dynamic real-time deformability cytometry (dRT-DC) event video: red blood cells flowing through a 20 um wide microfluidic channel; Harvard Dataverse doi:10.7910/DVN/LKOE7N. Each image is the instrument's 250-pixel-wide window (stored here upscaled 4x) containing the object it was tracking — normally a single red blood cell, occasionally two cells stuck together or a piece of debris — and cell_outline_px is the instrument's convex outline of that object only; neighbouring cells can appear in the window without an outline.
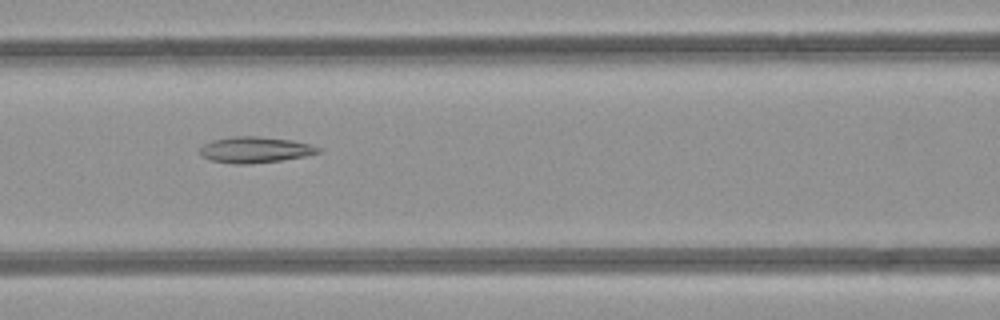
{"species": "common noctule bat (a hibernating species)", "species_latin": "Nyctalus noctula", "temperature_condition": "room temperature", "stored_images_in_passage": 9, "camera_frame_rate_fps": 3000, "um_per_image_px": 0.085, "animal": {"sex": "female", "body_mass_g": 21.9}, "frame": {"image": 1, "passage_image": 8, "time_ms": 9.0, "image_size_px": [1000, 320], "cell_outline_px": [[320, 152], [304, 156], [280, 160], [248, 164], [232, 164], [212, 160], [204, 156], [200, 152], [200, 148], [204, 144], [212, 140], [232, 136], [260, 136], [292, 140], [312, 144], [320, 148]], "centroid_in_image_um": [21.69, 12.72], "position_along_channel_um": 144.9, "area_um2": 17.86}}
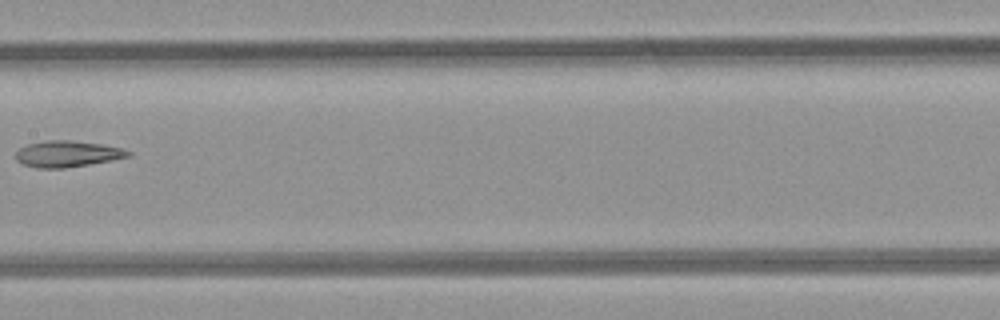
{"frame": {"image": 2, "passage_image": 9, "time_ms": 10.333, "image_size_px": [1000, 320], "cell_outline_px": [[132, 156], [88, 164], [64, 168], [36, 168], [20, 164], [16, 160], [16, 152], [20, 148], [28, 144], [48, 140], [68, 140], [100, 144], [120, 148], [132, 152]], "centroid_in_image_um": [5.68, 13.09], "position_along_channel_um": 201.7, "area_um2": 17.05}}